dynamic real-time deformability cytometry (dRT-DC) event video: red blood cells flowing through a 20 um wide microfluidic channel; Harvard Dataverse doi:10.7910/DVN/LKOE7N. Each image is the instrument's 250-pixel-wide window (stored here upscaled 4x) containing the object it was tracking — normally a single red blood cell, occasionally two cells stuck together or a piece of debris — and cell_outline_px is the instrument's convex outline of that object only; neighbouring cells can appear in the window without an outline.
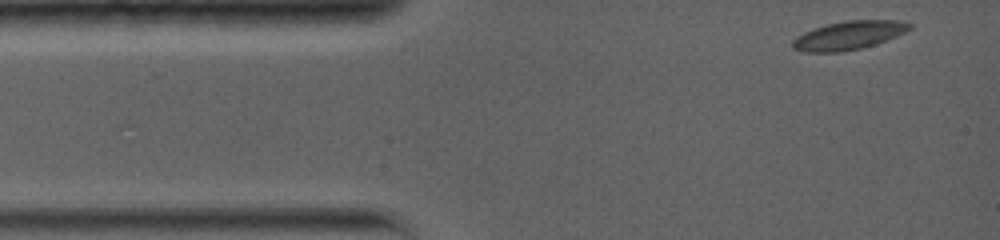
{"species": "common noctule bat (a hibernating species)", "species_latin": "Nyctalus noctula", "temperature_condition": "warm", "stored_images_in_passage": 36, "camera_frame_rate_fps": 5000, "um_per_image_px": 0.085, "animal": {"sex": "female", "body_mass_g": 19.0, "forearm_length_mm": 56.7}, "frame": {"image": 1, "passage_image": 1, "time_ms": 0.0, "image_size_px": [1000, 240], "cell_outline_px": [[912, 28], [896, 36], [860, 48], [840, 52], [804, 52], [792, 48], [792, 40], [796, 36], [804, 32], [828, 24], [844, 20], [896, 20], [912, 24]], "centroid_in_image_um": [72.1, 3.0], "position_along_channel_um": 12.9, "area_um2": 19.19}}
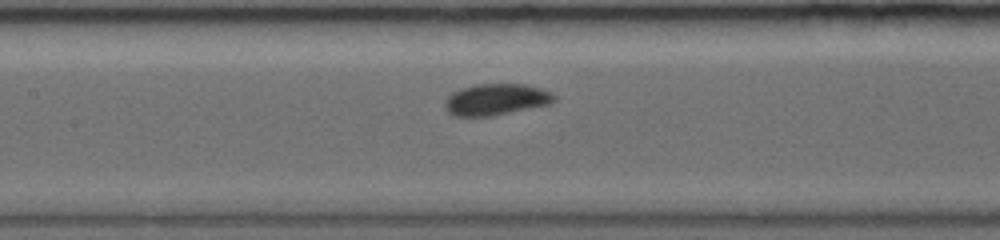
{"frame": {"image": 2, "passage_image": 16, "time_ms": 5.6, "image_size_px": [1000, 240], "cell_outline_px": [[556, 100], [552, 104], [492, 116], [456, 116], [448, 112], [444, 108], [444, 104], [448, 96], [452, 92], [460, 88], [476, 84], [528, 84], [540, 88], [556, 96]], "centroid_in_image_um": [42.17, 8.45], "position_along_channel_um": 165.2, "area_um2": 20.17}}
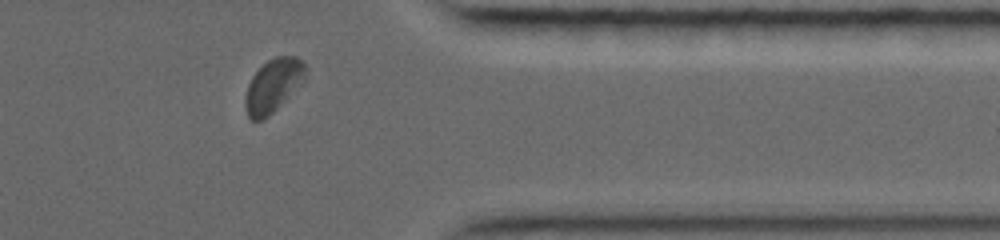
{"frame": {"image": 3, "passage_image": 31, "time_ms": 11.8, "image_size_px": [1000, 240], "cell_outline_px": [[308, 68], [304, 76], [276, 108], [268, 116], [260, 120], [252, 120], [248, 116], [244, 104], [244, 100], [248, 84], [252, 76], [268, 60], [276, 56], [296, 56], [304, 60]], "centroid_in_image_um": [23.19, 7.23], "position_along_channel_um": 388.2, "area_um2": 18.03}, "authors_computed_cell_mechanics": {"area_um2": 18.9295, "velocity_mm_per_s": 3.725, "shape_relaxation_time_tau1_ms": 9.0613, "shape_relaxation_time_tau2_ms": null, "deformation_change_tau1": 0.2208, "deformation_change_tau2": null}}